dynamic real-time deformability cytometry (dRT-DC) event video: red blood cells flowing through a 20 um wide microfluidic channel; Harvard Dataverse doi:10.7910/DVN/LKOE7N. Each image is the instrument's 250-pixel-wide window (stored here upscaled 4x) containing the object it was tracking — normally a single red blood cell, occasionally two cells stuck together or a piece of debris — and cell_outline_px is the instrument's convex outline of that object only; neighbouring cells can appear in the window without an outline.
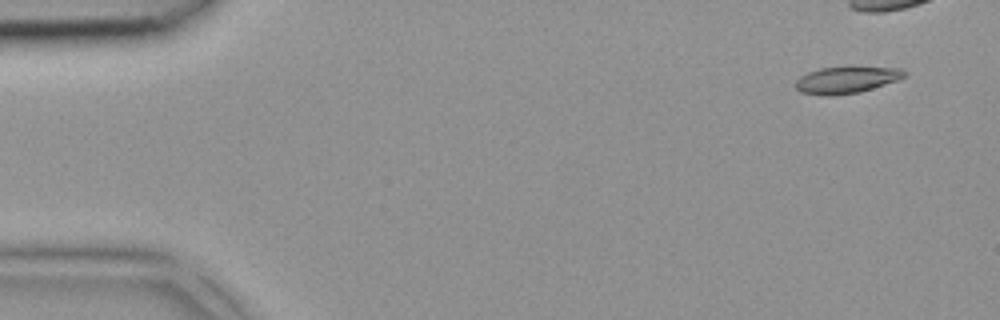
{"species": "common noctule bat (a hibernating species)", "species_latin": "Nyctalus noctula", "temperature_condition": "room temperature", "stored_images_in_passage": 4, "segment_of_instrument_passage": [2, 2], "camera_frame_rate_fps": 3000, "um_per_image_px": 0.085, "animal": {"sex": "female", "body_mass_g": 18.4}, "frame": {"image": 1, "passage_image": 4, "time_ms": 1.0, "image_size_px": [1000, 320], "cell_outline_px": [[908, 72], [904, 76], [896, 80], [860, 92], [832, 96], [824, 96], [800, 92], [796, 88], [796, 80], [800, 76], [808, 72], [820, 68], [900, 68]], "centroid_in_image_um": [71.89, 6.81], "position_along_channel_um": 13.1, "area_um2": 16.53}}